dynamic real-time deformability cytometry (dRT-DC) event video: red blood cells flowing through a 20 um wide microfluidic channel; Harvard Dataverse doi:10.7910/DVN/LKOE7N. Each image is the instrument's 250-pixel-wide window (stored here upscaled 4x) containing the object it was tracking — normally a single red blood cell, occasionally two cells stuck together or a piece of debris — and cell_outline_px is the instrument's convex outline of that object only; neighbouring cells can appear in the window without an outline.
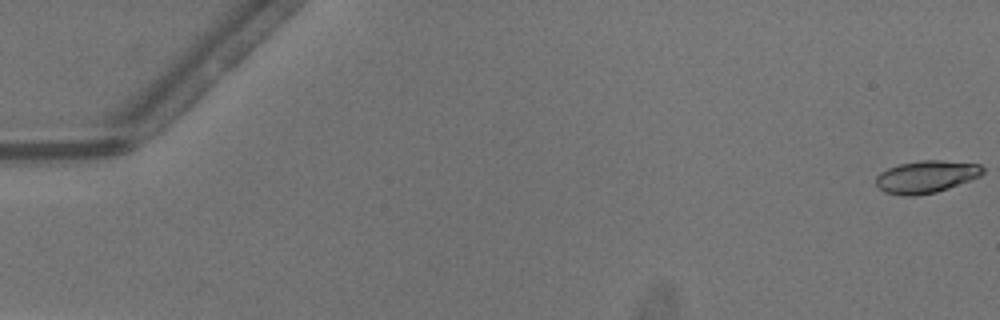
{"species": "common noctule bat (a hibernating species)", "species_latin": "Nyctalus noctula", "temperature_condition": "warm", "stored_images_in_passage": 52, "camera_frame_rate_fps": 3000, "um_per_image_px": 0.085, "animal": {"sex": "male", "body_mass_g": 13.3}, "frame": {"image": 1, "passage_image": 1, "time_ms": 0.0, "image_size_px": [1000, 320], "cell_outline_px": [[984, 172], [980, 176], [948, 188], [936, 192], [916, 196], [904, 196], [884, 192], [876, 184], [876, 176], [880, 172], [888, 168], [900, 164], [920, 160], [940, 160], [980, 164], [984, 168]], "centroid_in_image_um": [78.72, 15.02], "position_along_channel_um": 6.3, "area_um2": 20.11}}
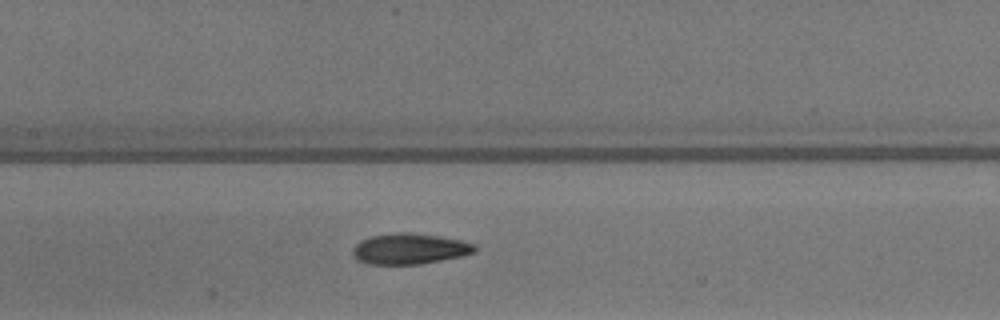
{"frame": {"image": 2, "passage_image": 26, "time_ms": 8.333, "image_size_px": [1000, 320], "cell_outline_px": [[476, 252], [460, 256], [420, 264], [368, 264], [356, 260], [352, 252], [352, 248], [360, 240], [372, 236], [396, 232], [412, 232], [440, 236], [460, 240], [476, 244]], "centroid_in_image_um": [34.8, 21.14], "position_along_channel_um": 172.6, "area_um2": 21.96}}
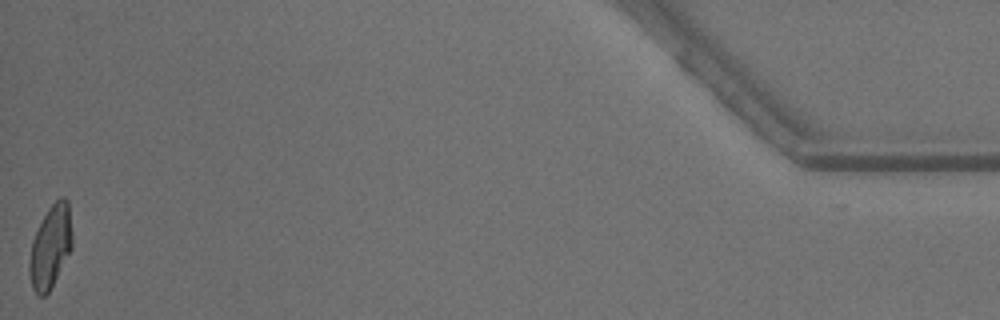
{"frame": {"image": 3, "passage_image": 52, "time_ms": 17.0, "image_size_px": [1000, 320], "cell_outline_px": [[72, 248], [48, 292], [44, 296], [36, 296], [32, 288], [28, 268], [28, 264], [32, 240], [48, 208], [60, 196], [64, 196], [68, 200], [72, 232]], "centroid_in_image_um": [4.28, 20.96], "position_along_channel_um": 430.9, "area_um2": 20.58}, "authors_computed_cell_mechanics": {"area_um2": 20.7502, "velocity_mm_per_s": 4.1061, "shape_relaxation_time_tau1_ms": 5.0675, "shape_relaxation_time_tau2_ms": 2.2228, "deformation_change_tau1": 0.18, "deformation_change_tau2": 0.0855}}